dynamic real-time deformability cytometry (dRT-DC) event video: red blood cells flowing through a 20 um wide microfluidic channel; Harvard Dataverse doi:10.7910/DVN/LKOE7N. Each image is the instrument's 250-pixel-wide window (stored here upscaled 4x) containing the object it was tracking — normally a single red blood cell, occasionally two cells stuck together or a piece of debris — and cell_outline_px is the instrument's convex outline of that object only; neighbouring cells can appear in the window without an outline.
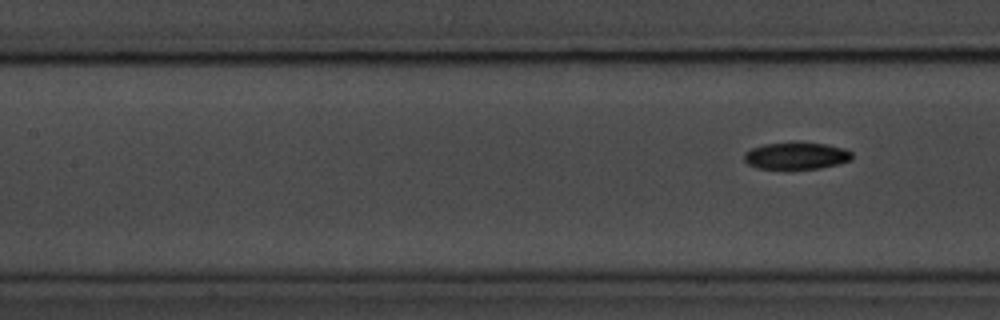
{"species": "common noctule bat (a hibernating species)", "species_latin": "Nyctalus noctula", "temperature_condition": "room temperature", "stored_images_in_passage": 8, "segment_of_instrument_passage": [2, 2], "camera_frame_rate_fps": 3000, "um_per_image_px": 0.085, "animal": {"sex": "male", "body_mass_g": 20.1, "forearm_length_mm": 53.5}, "frame": {"image": 1, "passage_image": 8, "time_ms": 9.333, "image_size_px": [1000, 320], "cell_outline_px": [[852, 160], [820, 168], [756, 168], [748, 164], [744, 160], [744, 152], [752, 148], [764, 144], [792, 140], [800, 140], [828, 144], [844, 148], [852, 152]], "centroid_in_image_um": [67.69, 13.19], "position_along_channel_um": 139.7, "area_um2": 17.46}}